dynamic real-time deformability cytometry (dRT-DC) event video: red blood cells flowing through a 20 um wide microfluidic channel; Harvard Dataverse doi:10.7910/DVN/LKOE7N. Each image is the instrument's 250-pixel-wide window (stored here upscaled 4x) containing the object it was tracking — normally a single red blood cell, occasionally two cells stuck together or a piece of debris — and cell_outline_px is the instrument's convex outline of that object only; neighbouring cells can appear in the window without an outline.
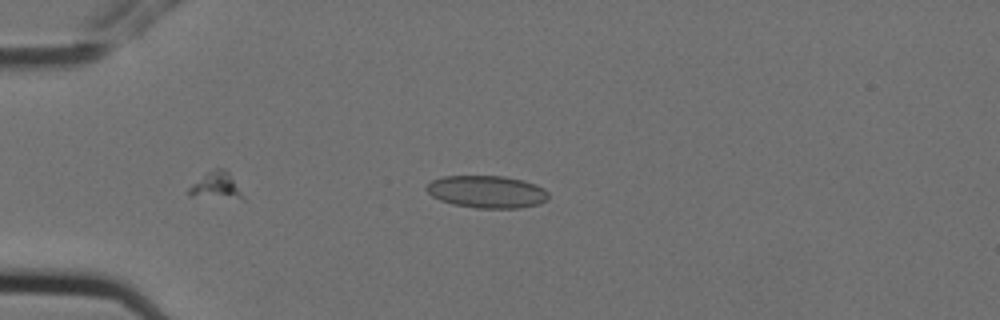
{"species": "Egyptian fruit bat (a non-hibernating species)", "species_latin": "Rousettus aegyptiacus", "temperature_condition": "cold", "stored_images_in_passage": 5, "camera_frame_rate_fps": 3000, "um_per_image_px": 0.085, "animal": {"sex": "female"}, "frame": {"image": 1, "passage_image": 5, "time_ms": 1.333, "image_size_px": [1000, 320], "cell_outline_px": [[548, 200], [540, 204], [520, 208], [476, 208], [452, 204], [440, 200], [432, 196], [424, 188], [432, 180], [444, 176], [504, 176], [536, 184], [544, 188], [548, 192]], "centroid_in_image_um": [41.39, 16.31], "position_along_channel_um": 43.6, "area_um2": 23.12}}